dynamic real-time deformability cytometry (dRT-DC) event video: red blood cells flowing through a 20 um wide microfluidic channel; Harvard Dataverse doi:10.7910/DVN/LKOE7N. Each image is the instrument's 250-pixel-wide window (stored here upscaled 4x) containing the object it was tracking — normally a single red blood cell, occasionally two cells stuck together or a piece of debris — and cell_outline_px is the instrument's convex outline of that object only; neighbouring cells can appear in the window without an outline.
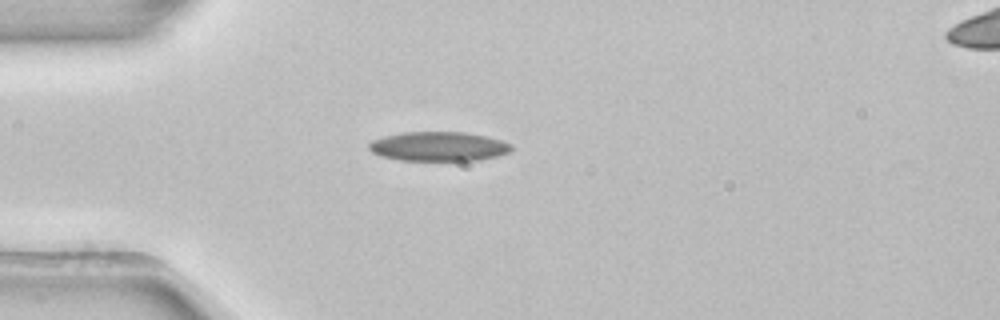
{"species": "common noctule bat (a hibernating species)", "species_latin": "Nyctalus noctula", "temperature_condition": "room temperature", "stored_images_in_passage": 39, "camera_frame_rate_fps": 3000, "um_per_image_px": 0.085, "animal": {"sex": "female", "body_mass_g": 22.7, "forearm_length_mm": 54.2}, "frame": {"image": 1, "passage_image": 1, "time_ms": 0.0, "image_size_px": [1000, 320], "cell_outline_px": [[512, 148], [508, 152], [496, 156], [476, 160], [400, 160], [384, 156], [372, 152], [368, 148], [368, 144], [372, 140], [384, 136], [400, 132], [464, 132], [484, 136], [500, 140], [512, 144]], "centroid_in_image_um": [37.25, 12.43], "position_along_channel_um": 47.8, "area_um2": 24.1}}
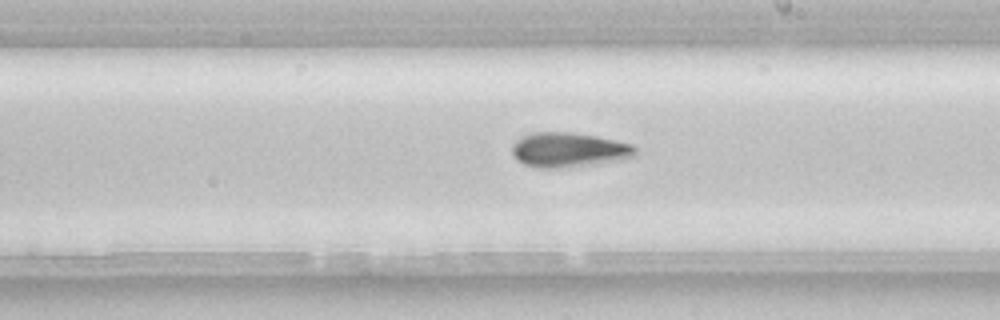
{"frame": {"image": 2, "passage_image": 17, "time_ms": 5.333, "image_size_px": [1000, 320], "cell_outline_px": [[636, 156], [624, 160], [596, 164], [560, 168], [536, 168], [524, 164], [516, 160], [512, 156], [512, 144], [516, 140], [532, 132], [568, 132], [596, 136], [632, 144], [636, 148]], "centroid_in_image_um": [48.34, 12.75], "position_along_channel_um": 240.7, "area_um2": 25.2}, "authors_computed_cell_mechanics": {"area_um2": 23.5246, "velocity_mm_per_s": 3.917, "shape_relaxation_time_tau1_ms": 3.9805, "shape_relaxation_time_tau2_ms": null, "deformation_change_tau1": 0.1272, "deformation_change_tau2": null}}